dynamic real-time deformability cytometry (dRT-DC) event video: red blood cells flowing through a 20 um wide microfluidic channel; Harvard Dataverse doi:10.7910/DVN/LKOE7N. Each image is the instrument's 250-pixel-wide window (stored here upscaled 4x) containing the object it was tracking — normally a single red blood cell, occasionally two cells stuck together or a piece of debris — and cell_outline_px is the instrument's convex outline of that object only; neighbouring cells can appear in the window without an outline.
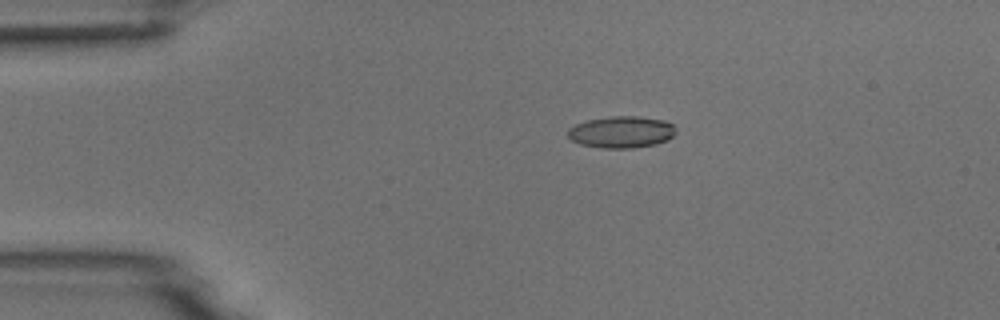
{"species": "common noctule bat (a hibernating species)", "species_latin": "Nyctalus noctula", "temperature_condition": "room temperature", "stored_images_in_passage": 5, "camera_frame_rate_fps": 3000, "um_per_image_px": 0.085, "animal": {"sex": "male", "body_mass_g": 18.8}, "frame": {"image": 1, "passage_image": 3, "time_ms": 2.333, "image_size_px": [1000, 320], "cell_outline_px": [[676, 132], [668, 140], [656, 144], [632, 148], [600, 148], [580, 144], [572, 140], [568, 136], [568, 128], [576, 124], [588, 120], [612, 116], [636, 116], [664, 120], [672, 124]], "centroid_in_image_um": [52.82, 11.23], "position_along_channel_um": 32.2, "area_um2": 19.94}}
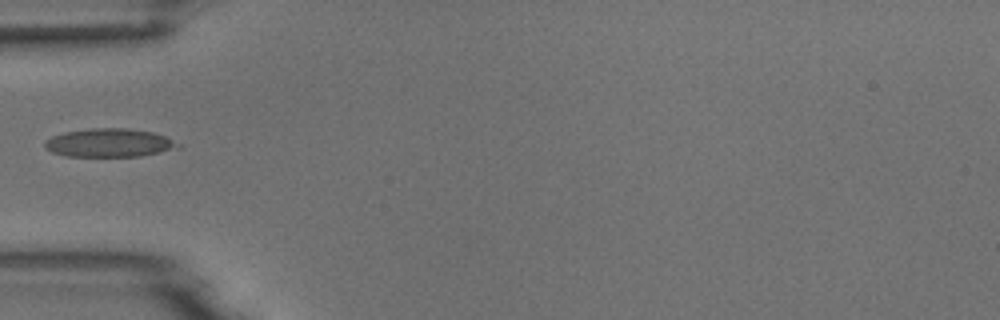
{"frame": {"image": 2, "passage_image": 5, "time_ms": 4.667, "image_size_px": [1000, 320], "cell_outline_px": [[180, 148], [140, 156], [64, 156], [52, 152], [44, 148], [44, 140], [52, 136], [64, 132], [92, 128], [128, 128], [152, 132], [164, 136], [180, 144]], "centroid_in_image_um": [9.25, 12.14], "position_along_channel_um": 75.7, "area_um2": 22.08}}